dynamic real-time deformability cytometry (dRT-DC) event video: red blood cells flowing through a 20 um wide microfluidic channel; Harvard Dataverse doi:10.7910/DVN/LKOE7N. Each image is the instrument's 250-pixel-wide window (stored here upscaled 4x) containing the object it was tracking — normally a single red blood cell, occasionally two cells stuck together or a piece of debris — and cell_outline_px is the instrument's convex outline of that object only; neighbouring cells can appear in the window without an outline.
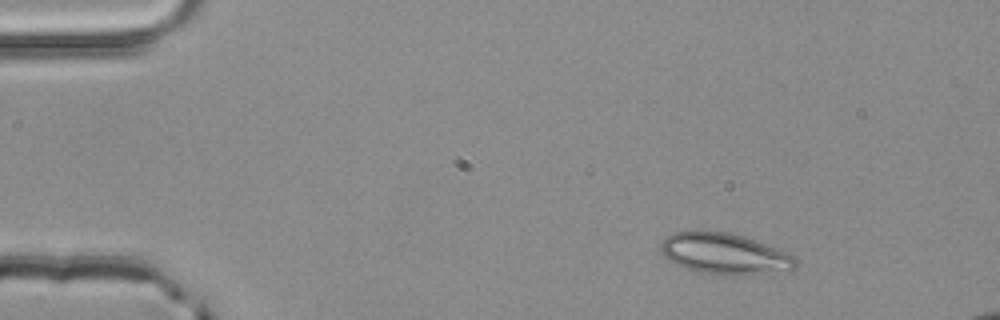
{"species": "common noctule bat (a hibernating species)", "species_latin": "Nyctalus noctula", "temperature_condition": "room temperature", "stored_images_in_passage": 4, "camera_frame_rate_fps": 3000, "um_per_image_px": 0.085, "animal": {"sex": "male", "body_mass_g": 20.4}, "frame": {"image": 1, "passage_image": 1, "time_ms": 0.0, "image_size_px": [1000, 320], "cell_outline_px": [[796, 268], [744, 272], [704, 272], [688, 268], [676, 264], [664, 256], [660, 252], [660, 244], [672, 232], [700, 228], [728, 232], [744, 236], [788, 252], [796, 256]], "centroid_in_image_um": [61.48, 21.45], "position_along_channel_um": 23.5, "area_um2": 31.21}}